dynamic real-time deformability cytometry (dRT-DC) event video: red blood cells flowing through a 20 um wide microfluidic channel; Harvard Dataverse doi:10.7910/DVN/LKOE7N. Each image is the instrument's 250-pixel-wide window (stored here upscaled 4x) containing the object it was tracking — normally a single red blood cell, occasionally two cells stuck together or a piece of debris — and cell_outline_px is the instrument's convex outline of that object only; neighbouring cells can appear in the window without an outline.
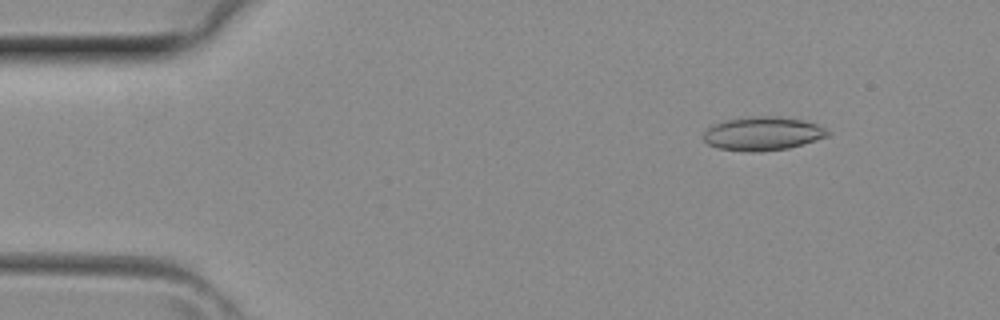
{"species": "common noctule bat (a hibernating species)", "species_latin": "Nyctalus noctula", "temperature_condition": "room temperature", "stored_images_in_passage": 3, "camera_frame_rate_fps": 3000, "um_per_image_px": 0.085, "animal": {"sex": "female", "body_mass_g": 29.2, "forearm_length_mm": 56.3}, "frame": {"image": 1, "passage_image": 1, "time_ms": 0.0, "image_size_px": [1000, 320], "cell_outline_px": [[832, 132], [828, 136], [788, 148], [760, 152], [748, 152], [720, 148], [708, 144], [704, 140], [704, 132], [708, 128], [716, 124], [728, 120], [756, 116], [776, 116], [804, 120], [816, 124]], "centroid_in_image_um": [64.86, 11.36], "position_along_channel_um": 20.1, "area_um2": 24.04}}